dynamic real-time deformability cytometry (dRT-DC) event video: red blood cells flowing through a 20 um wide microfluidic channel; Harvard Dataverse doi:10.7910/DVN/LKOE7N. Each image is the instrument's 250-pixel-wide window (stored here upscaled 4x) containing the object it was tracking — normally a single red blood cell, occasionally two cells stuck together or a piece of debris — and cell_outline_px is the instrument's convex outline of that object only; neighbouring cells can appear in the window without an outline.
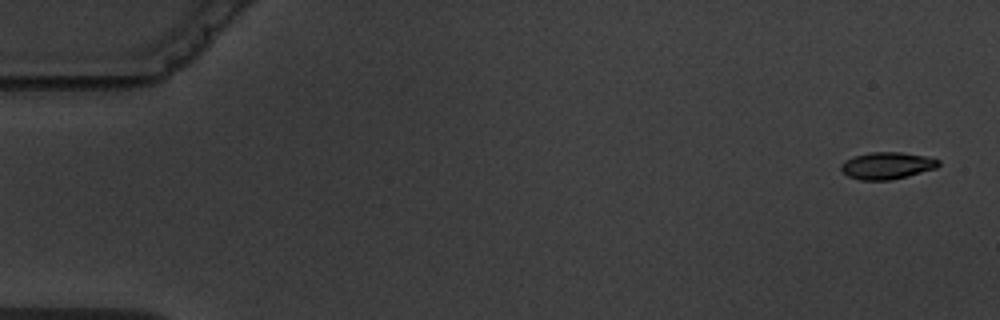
{"species": "common noctule bat (a hibernating species)", "species_latin": "Nyctalus noctula", "temperature_condition": "warm", "stored_images_in_passage": 5, "camera_frame_rate_fps": 3000, "um_per_image_px": 0.085, "animal": {"sex": "male", "body_mass_g": 19.5, "forearm_length_mm": 54.6}, "frame": {"image": 1, "passage_image": 1, "time_ms": 0.0, "image_size_px": [1000, 320], "cell_outline_px": [[940, 164], [936, 168], [908, 176], [892, 180], [860, 180], [848, 176], [840, 168], [840, 164], [844, 160], [852, 156], [872, 152], [900, 152], [924, 156], [940, 160]], "centroid_in_image_um": [75.37, 14.08], "position_along_channel_um": 9.6, "area_um2": 15.37}}